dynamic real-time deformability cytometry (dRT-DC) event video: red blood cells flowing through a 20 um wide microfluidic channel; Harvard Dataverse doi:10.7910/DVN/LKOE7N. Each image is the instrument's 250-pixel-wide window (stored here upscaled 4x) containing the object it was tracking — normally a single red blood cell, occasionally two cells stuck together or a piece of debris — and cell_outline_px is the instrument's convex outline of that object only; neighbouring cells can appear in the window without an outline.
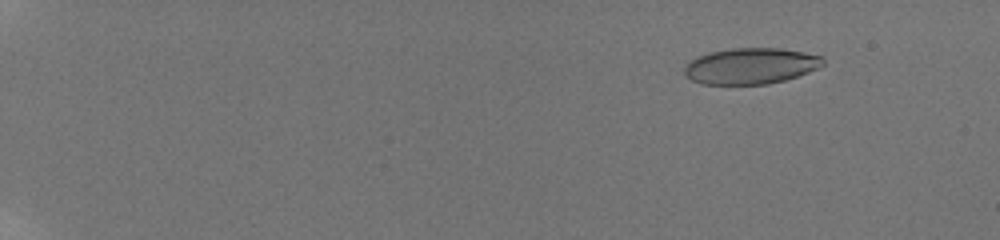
{"species": "human", "species_latin": "Homo sapiens", "temperature_condition": "room temperature", "stored_images_in_passage": 18, "camera_frame_rate_fps": 3000, "um_per_image_px": 0.085, "donor": {"sex": "male"}, "frame": {"image": 1, "passage_image": 4, "time_ms": 2.667, "image_size_px": [1000, 240], "cell_outline_px": [[824, 64], [808, 72], [784, 80], [768, 84], [704, 84], [692, 80], [684, 76], [684, 64], [688, 60], [696, 56], [712, 52], [732, 48], [780, 48], [804, 52], [824, 56]], "centroid_in_image_um": [63.78, 5.6], "position_along_channel_um": 21.2, "area_um2": 29.25}}
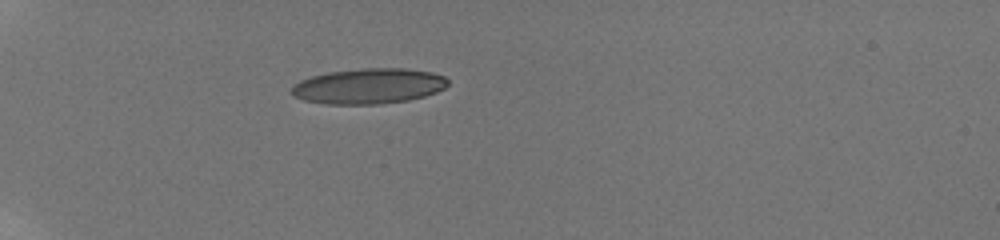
{"frame": {"image": 2, "passage_image": 14, "time_ms": 7.0, "image_size_px": [1000, 240], "cell_outline_px": [[448, 84], [444, 88], [436, 92], [424, 96], [408, 100], [380, 104], [324, 104], [304, 100], [292, 96], [292, 88], [300, 80], [312, 76], [328, 72], [364, 68], [404, 68], [432, 72], [444, 76], [448, 80]], "centroid_in_image_um": [31.34, 7.32], "position_along_channel_um": 53.7, "area_um2": 32.25}}
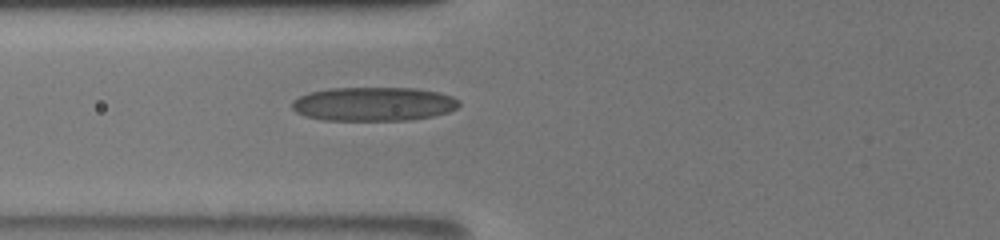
{"frame": {"image": 3, "passage_image": 18, "time_ms": 9.0, "image_size_px": [1000, 240], "cell_outline_px": [[460, 104], [456, 108], [448, 112], [432, 116], [408, 120], [324, 120], [304, 116], [296, 112], [292, 108], [292, 100], [308, 92], [328, 88], [416, 88], [440, 92], [452, 96], [460, 100]], "centroid_in_image_um": [31.75, 8.83], "position_along_channel_um": 94.1, "area_um2": 33.23}}